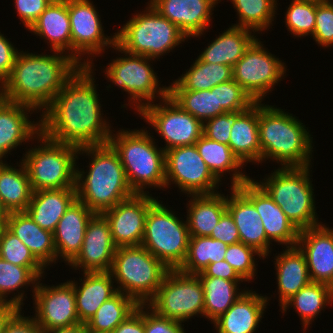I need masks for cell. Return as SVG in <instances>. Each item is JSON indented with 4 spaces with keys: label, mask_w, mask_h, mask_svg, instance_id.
<instances>
[{
    "label": "cell",
    "mask_w": 333,
    "mask_h": 333,
    "mask_svg": "<svg viewBox=\"0 0 333 333\" xmlns=\"http://www.w3.org/2000/svg\"><path fill=\"white\" fill-rule=\"evenodd\" d=\"M168 269L142 245L116 249L110 274L118 292L147 304L157 293Z\"/></svg>",
    "instance_id": "cell-8"
},
{
    "label": "cell",
    "mask_w": 333,
    "mask_h": 333,
    "mask_svg": "<svg viewBox=\"0 0 333 333\" xmlns=\"http://www.w3.org/2000/svg\"><path fill=\"white\" fill-rule=\"evenodd\" d=\"M138 305L132 297L117 292L102 303L95 315L85 325L95 331L112 332L137 309Z\"/></svg>",
    "instance_id": "cell-44"
},
{
    "label": "cell",
    "mask_w": 333,
    "mask_h": 333,
    "mask_svg": "<svg viewBox=\"0 0 333 333\" xmlns=\"http://www.w3.org/2000/svg\"><path fill=\"white\" fill-rule=\"evenodd\" d=\"M182 322L158 315L147 304H144L145 333H186Z\"/></svg>",
    "instance_id": "cell-51"
},
{
    "label": "cell",
    "mask_w": 333,
    "mask_h": 333,
    "mask_svg": "<svg viewBox=\"0 0 333 333\" xmlns=\"http://www.w3.org/2000/svg\"><path fill=\"white\" fill-rule=\"evenodd\" d=\"M229 190L231 195L227 194V211L237 226L240 242L254 248L264 259L267 258L272 252L270 248L272 243L265 234L259 213L237 187H231Z\"/></svg>",
    "instance_id": "cell-24"
},
{
    "label": "cell",
    "mask_w": 333,
    "mask_h": 333,
    "mask_svg": "<svg viewBox=\"0 0 333 333\" xmlns=\"http://www.w3.org/2000/svg\"><path fill=\"white\" fill-rule=\"evenodd\" d=\"M279 306L311 282L307 261L298 246L286 247L274 256Z\"/></svg>",
    "instance_id": "cell-30"
},
{
    "label": "cell",
    "mask_w": 333,
    "mask_h": 333,
    "mask_svg": "<svg viewBox=\"0 0 333 333\" xmlns=\"http://www.w3.org/2000/svg\"><path fill=\"white\" fill-rule=\"evenodd\" d=\"M28 30L50 44V53L58 51L71 57L68 0H52Z\"/></svg>",
    "instance_id": "cell-27"
},
{
    "label": "cell",
    "mask_w": 333,
    "mask_h": 333,
    "mask_svg": "<svg viewBox=\"0 0 333 333\" xmlns=\"http://www.w3.org/2000/svg\"><path fill=\"white\" fill-rule=\"evenodd\" d=\"M227 246L210 236H190L187 256L179 270L197 275L210 263L224 260Z\"/></svg>",
    "instance_id": "cell-42"
},
{
    "label": "cell",
    "mask_w": 333,
    "mask_h": 333,
    "mask_svg": "<svg viewBox=\"0 0 333 333\" xmlns=\"http://www.w3.org/2000/svg\"><path fill=\"white\" fill-rule=\"evenodd\" d=\"M14 7L27 30L39 18L52 0H14Z\"/></svg>",
    "instance_id": "cell-52"
},
{
    "label": "cell",
    "mask_w": 333,
    "mask_h": 333,
    "mask_svg": "<svg viewBox=\"0 0 333 333\" xmlns=\"http://www.w3.org/2000/svg\"><path fill=\"white\" fill-rule=\"evenodd\" d=\"M229 146L233 154L245 165L261 163L258 131V102L245 110L231 127Z\"/></svg>",
    "instance_id": "cell-34"
},
{
    "label": "cell",
    "mask_w": 333,
    "mask_h": 333,
    "mask_svg": "<svg viewBox=\"0 0 333 333\" xmlns=\"http://www.w3.org/2000/svg\"><path fill=\"white\" fill-rule=\"evenodd\" d=\"M195 146L209 170L220 182L226 173L231 174L230 171L233 172L230 175L232 184L230 187L240 186L250 179V176L242 173L243 164L233 154L229 145L212 141L202 135L196 141Z\"/></svg>",
    "instance_id": "cell-35"
},
{
    "label": "cell",
    "mask_w": 333,
    "mask_h": 333,
    "mask_svg": "<svg viewBox=\"0 0 333 333\" xmlns=\"http://www.w3.org/2000/svg\"><path fill=\"white\" fill-rule=\"evenodd\" d=\"M84 333H112V332H107V331H95V330L89 329V328L84 324Z\"/></svg>",
    "instance_id": "cell-61"
},
{
    "label": "cell",
    "mask_w": 333,
    "mask_h": 333,
    "mask_svg": "<svg viewBox=\"0 0 333 333\" xmlns=\"http://www.w3.org/2000/svg\"><path fill=\"white\" fill-rule=\"evenodd\" d=\"M40 278L32 295L34 319L44 331L81 324L77 310L75 290L72 283L43 284ZM41 282V283H40Z\"/></svg>",
    "instance_id": "cell-17"
},
{
    "label": "cell",
    "mask_w": 333,
    "mask_h": 333,
    "mask_svg": "<svg viewBox=\"0 0 333 333\" xmlns=\"http://www.w3.org/2000/svg\"><path fill=\"white\" fill-rule=\"evenodd\" d=\"M230 2L239 18L235 26L258 34L273 26L272 21L276 17L278 8L277 0H230Z\"/></svg>",
    "instance_id": "cell-43"
},
{
    "label": "cell",
    "mask_w": 333,
    "mask_h": 333,
    "mask_svg": "<svg viewBox=\"0 0 333 333\" xmlns=\"http://www.w3.org/2000/svg\"><path fill=\"white\" fill-rule=\"evenodd\" d=\"M333 303V288L329 285L317 282H310L304 286L291 298H289L282 306L281 312L286 313L289 307H293L298 313L301 324L303 325V333H306L310 324L318 317L324 308Z\"/></svg>",
    "instance_id": "cell-37"
},
{
    "label": "cell",
    "mask_w": 333,
    "mask_h": 333,
    "mask_svg": "<svg viewBox=\"0 0 333 333\" xmlns=\"http://www.w3.org/2000/svg\"><path fill=\"white\" fill-rule=\"evenodd\" d=\"M244 111L228 112L207 120L203 124V135L212 141L229 145L231 127Z\"/></svg>",
    "instance_id": "cell-50"
},
{
    "label": "cell",
    "mask_w": 333,
    "mask_h": 333,
    "mask_svg": "<svg viewBox=\"0 0 333 333\" xmlns=\"http://www.w3.org/2000/svg\"><path fill=\"white\" fill-rule=\"evenodd\" d=\"M297 246L306 257L311 281L333 288V228L320 224L302 229Z\"/></svg>",
    "instance_id": "cell-22"
},
{
    "label": "cell",
    "mask_w": 333,
    "mask_h": 333,
    "mask_svg": "<svg viewBox=\"0 0 333 333\" xmlns=\"http://www.w3.org/2000/svg\"><path fill=\"white\" fill-rule=\"evenodd\" d=\"M267 295L246 289L235 303L214 324L217 333H254L269 303Z\"/></svg>",
    "instance_id": "cell-26"
},
{
    "label": "cell",
    "mask_w": 333,
    "mask_h": 333,
    "mask_svg": "<svg viewBox=\"0 0 333 333\" xmlns=\"http://www.w3.org/2000/svg\"><path fill=\"white\" fill-rule=\"evenodd\" d=\"M237 188L252 202L264 225L265 234L271 242L286 245V247L297 246L299 230L287 218L268 193L250 178Z\"/></svg>",
    "instance_id": "cell-20"
},
{
    "label": "cell",
    "mask_w": 333,
    "mask_h": 333,
    "mask_svg": "<svg viewBox=\"0 0 333 333\" xmlns=\"http://www.w3.org/2000/svg\"><path fill=\"white\" fill-rule=\"evenodd\" d=\"M94 214L77 199L69 206L53 232L57 262L61 259L68 265L78 255L87 224Z\"/></svg>",
    "instance_id": "cell-25"
},
{
    "label": "cell",
    "mask_w": 333,
    "mask_h": 333,
    "mask_svg": "<svg viewBox=\"0 0 333 333\" xmlns=\"http://www.w3.org/2000/svg\"><path fill=\"white\" fill-rule=\"evenodd\" d=\"M16 166L0 162V199L8 213L26 211L33 194L23 161Z\"/></svg>",
    "instance_id": "cell-36"
},
{
    "label": "cell",
    "mask_w": 333,
    "mask_h": 333,
    "mask_svg": "<svg viewBox=\"0 0 333 333\" xmlns=\"http://www.w3.org/2000/svg\"><path fill=\"white\" fill-rule=\"evenodd\" d=\"M116 249L107 219L95 213L87 224L80 252L68 265L83 273L110 271Z\"/></svg>",
    "instance_id": "cell-19"
},
{
    "label": "cell",
    "mask_w": 333,
    "mask_h": 333,
    "mask_svg": "<svg viewBox=\"0 0 333 333\" xmlns=\"http://www.w3.org/2000/svg\"><path fill=\"white\" fill-rule=\"evenodd\" d=\"M6 227L46 268L57 263L53 233L38 226L26 211L9 213Z\"/></svg>",
    "instance_id": "cell-29"
},
{
    "label": "cell",
    "mask_w": 333,
    "mask_h": 333,
    "mask_svg": "<svg viewBox=\"0 0 333 333\" xmlns=\"http://www.w3.org/2000/svg\"><path fill=\"white\" fill-rule=\"evenodd\" d=\"M38 281L39 278L29 268L14 265L0 257V298L5 303L13 304L19 309H23L25 291L21 290V288L23 289L25 286V289L32 285V293H34ZM14 291L17 292L15 293ZM11 293L12 295L14 293L13 297L8 298Z\"/></svg>",
    "instance_id": "cell-40"
},
{
    "label": "cell",
    "mask_w": 333,
    "mask_h": 333,
    "mask_svg": "<svg viewBox=\"0 0 333 333\" xmlns=\"http://www.w3.org/2000/svg\"><path fill=\"white\" fill-rule=\"evenodd\" d=\"M204 291V317L213 323L245 293L239 289L244 280H226L220 277L198 276ZM241 290V292H240Z\"/></svg>",
    "instance_id": "cell-38"
},
{
    "label": "cell",
    "mask_w": 333,
    "mask_h": 333,
    "mask_svg": "<svg viewBox=\"0 0 333 333\" xmlns=\"http://www.w3.org/2000/svg\"><path fill=\"white\" fill-rule=\"evenodd\" d=\"M310 167H279L256 181L299 231L322 224L316 213Z\"/></svg>",
    "instance_id": "cell-6"
},
{
    "label": "cell",
    "mask_w": 333,
    "mask_h": 333,
    "mask_svg": "<svg viewBox=\"0 0 333 333\" xmlns=\"http://www.w3.org/2000/svg\"><path fill=\"white\" fill-rule=\"evenodd\" d=\"M19 310L16 305L6 303L0 309V333L4 332L5 325L11 317Z\"/></svg>",
    "instance_id": "cell-58"
},
{
    "label": "cell",
    "mask_w": 333,
    "mask_h": 333,
    "mask_svg": "<svg viewBox=\"0 0 333 333\" xmlns=\"http://www.w3.org/2000/svg\"><path fill=\"white\" fill-rule=\"evenodd\" d=\"M112 48L125 56L116 57L108 63L104 73L107 80L127 92L131 109L135 107L138 113L144 106L154 103L155 98L162 100L168 96L169 87H159L160 80L152 68L151 61L155 59L129 54L116 44Z\"/></svg>",
    "instance_id": "cell-11"
},
{
    "label": "cell",
    "mask_w": 333,
    "mask_h": 333,
    "mask_svg": "<svg viewBox=\"0 0 333 333\" xmlns=\"http://www.w3.org/2000/svg\"><path fill=\"white\" fill-rule=\"evenodd\" d=\"M94 70L80 66L41 113L45 137L77 148L108 144L112 128L101 113Z\"/></svg>",
    "instance_id": "cell-1"
},
{
    "label": "cell",
    "mask_w": 333,
    "mask_h": 333,
    "mask_svg": "<svg viewBox=\"0 0 333 333\" xmlns=\"http://www.w3.org/2000/svg\"><path fill=\"white\" fill-rule=\"evenodd\" d=\"M8 211L4 208L1 199H0V228L6 226V221L8 218Z\"/></svg>",
    "instance_id": "cell-60"
},
{
    "label": "cell",
    "mask_w": 333,
    "mask_h": 333,
    "mask_svg": "<svg viewBox=\"0 0 333 333\" xmlns=\"http://www.w3.org/2000/svg\"><path fill=\"white\" fill-rule=\"evenodd\" d=\"M147 305L158 315L182 323L193 316L204 317V291L198 275L170 269Z\"/></svg>",
    "instance_id": "cell-12"
},
{
    "label": "cell",
    "mask_w": 333,
    "mask_h": 333,
    "mask_svg": "<svg viewBox=\"0 0 333 333\" xmlns=\"http://www.w3.org/2000/svg\"><path fill=\"white\" fill-rule=\"evenodd\" d=\"M19 309L7 322L3 333H45L33 316H24Z\"/></svg>",
    "instance_id": "cell-55"
},
{
    "label": "cell",
    "mask_w": 333,
    "mask_h": 333,
    "mask_svg": "<svg viewBox=\"0 0 333 333\" xmlns=\"http://www.w3.org/2000/svg\"><path fill=\"white\" fill-rule=\"evenodd\" d=\"M97 10L91 0H68L71 58L80 66L94 68L92 57H100L106 48L116 44V33L113 36L105 35Z\"/></svg>",
    "instance_id": "cell-13"
},
{
    "label": "cell",
    "mask_w": 333,
    "mask_h": 333,
    "mask_svg": "<svg viewBox=\"0 0 333 333\" xmlns=\"http://www.w3.org/2000/svg\"><path fill=\"white\" fill-rule=\"evenodd\" d=\"M157 200L152 194L135 193L102 213L117 248L141 245L147 213Z\"/></svg>",
    "instance_id": "cell-18"
},
{
    "label": "cell",
    "mask_w": 333,
    "mask_h": 333,
    "mask_svg": "<svg viewBox=\"0 0 333 333\" xmlns=\"http://www.w3.org/2000/svg\"><path fill=\"white\" fill-rule=\"evenodd\" d=\"M0 257L14 265L29 268L39 279L47 269L30 249L6 226L0 228Z\"/></svg>",
    "instance_id": "cell-45"
},
{
    "label": "cell",
    "mask_w": 333,
    "mask_h": 333,
    "mask_svg": "<svg viewBox=\"0 0 333 333\" xmlns=\"http://www.w3.org/2000/svg\"><path fill=\"white\" fill-rule=\"evenodd\" d=\"M198 276L220 277L226 280H243L226 260L210 263Z\"/></svg>",
    "instance_id": "cell-57"
},
{
    "label": "cell",
    "mask_w": 333,
    "mask_h": 333,
    "mask_svg": "<svg viewBox=\"0 0 333 333\" xmlns=\"http://www.w3.org/2000/svg\"><path fill=\"white\" fill-rule=\"evenodd\" d=\"M128 130H112L108 143L119 155L130 188L136 194H149L147 187L166 188L165 151L146 128Z\"/></svg>",
    "instance_id": "cell-5"
},
{
    "label": "cell",
    "mask_w": 333,
    "mask_h": 333,
    "mask_svg": "<svg viewBox=\"0 0 333 333\" xmlns=\"http://www.w3.org/2000/svg\"><path fill=\"white\" fill-rule=\"evenodd\" d=\"M233 79L232 67L223 64L205 63L198 58L186 73L170 83L169 90H209L218 84Z\"/></svg>",
    "instance_id": "cell-39"
},
{
    "label": "cell",
    "mask_w": 333,
    "mask_h": 333,
    "mask_svg": "<svg viewBox=\"0 0 333 333\" xmlns=\"http://www.w3.org/2000/svg\"><path fill=\"white\" fill-rule=\"evenodd\" d=\"M263 45L257 38L232 68L233 80L255 102H262L274 90V86L284 79L287 70L286 64Z\"/></svg>",
    "instance_id": "cell-14"
},
{
    "label": "cell",
    "mask_w": 333,
    "mask_h": 333,
    "mask_svg": "<svg viewBox=\"0 0 333 333\" xmlns=\"http://www.w3.org/2000/svg\"><path fill=\"white\" fill-rule=\"evenodd\" d=\"M191 197L186 206V221L190 236H210L222 215L227 211L225 194L187 195Z\"/></svg>",
    "instance_id": "cell-33"
},
{
    "label": "cell",
    "mask_w": 333,
    "mask_h": 333,
    "mask_svg": "<svg viewBox=\"0 0 333 333\" xmlns=\"http://www.w3.org/2000/svg\"><path fill=\"white\" fill-rule=\"evenodd\" d=\"M264 258L254 248L245 245L242 242L231 244L227 246L224 260H226L231 267L235 269L237 274L244 280V282H251L255 280V274H257V258ZM256 262V263H255ZM256 264V265H255Z\"/></svg>",
    "instance_id": "cell-47"
},
{
    "label": "cell",
    "mask_w": 333,
    "mask_h": 333,
    "mask_svg": "<svg viewBox=\"0 0 333 333\" xmlns=\"http://www.w3.org/2000/svg\"><path fill=\"white\" fill-rule=\"evenodd\" d=\"M274 106L258 102L261 164L271 159L281 167L310 166L313 135L293 114Z\"/></svg>",
    "instance_id": "cell-4"
},
{
    "label": "cell",
    "mask_w": 333,
    "mask_h": 333,
    "mask_svg": "<svg viewBox=\"0 0 333 333\" xmlns=\"http://www.w3.org/2000/svg\"><path fill=\"white\" fill-rule=\"evenodd\" d=\"M218 106L227 113L248 110L256 102L235 80L217 85Z\"/></svg>",
    "instance_id": "cell-48"
},
{
    "label": "cell",
    "mask_w": 333,
    "mask_h": 333,
    "mask_svg": "<svg viewBox=\"0 0 333 333\" xmlns=\"http://www.w3.org/2000/svg\"><path fill=\"white\" fill-rule=\"evenodd\" d=\"M18 50L9 39L0 32V84L9 77Z\"/></svg>",
    "instance_id": "cell-54"
},
{
    "label": "cell",
    "mask_w": 333,
    "mask_h": 333,
    "mask_svg": "<svg viewBox=\"0 0 333 333\" xmlns=\"http://www.w3.org/2000/svg\"><path fill=\"white\" fill-rule=\"evenodd\" d=\"M35 140L40 143L30 147L20 159L27 169L32 190L76 188L79 148L54 142L42 133Z\"/></svg>",
    "instance_id": "cell-9"
},
{
    "label": "cell",
    "mask_w": 333,
    "mask_h": 333,
    "mask_svg": "<svg viewBox=\"0 0 333 333\" xmlns=\"http://www.w3.org/2000/svg\"><path fill=\"white\" fill-rule=\"evenodd\" d=\"M312 37L318 46H333V0L318 1Z\"/></svg>",
    "instance_id": "cell-49"
},
{
    "label": "cell",
    "mask_w": 333,
    "mask_h": 333,
    "mask_svg": "<svg viewBox=\"0 0 333 333\" xmlns=\"http://www.w3.org/2000/svg\"><path fill=\"white\" fill-rule=\"evenodd\" d=\"M246 28L231 25L204 49L197 57L205 63L233 66L250 45L257 39L256 33ZM255 34V35H253Z\"/></svg>",
    "instance_id": "cell-32"
},
{
    "label": "cell",
    "mask_w": 333,
    "mask_h": 333,
    "mask_svg": "<svg viewBox=\"0 0 333 333\" xmlns=\"http://www.w3.org/2000/svg\"><path fill=\"white\" fill-rule=\"evenodd\" d=\"M83 154L91 161L86 172L76 168V195L92 212L102 214L135 194L118 153L109 143L79 148L78 156Z\"/></svg>",
    "instance_id": "cell-3"
},
{
    "label": "cell",
    "mask_w": 333,
    "mask_h": 333,
    "mask_svg": "<svg viewBox=\"0 0 333 333\" xmlns=\"http://www.w3.org/2000/svg\"><path fill=\"white\" fill-rule=\"evenodd\" d=\"M51 54L19 51L9 77L2 84L3 98L43 112L80 67L65 53Z\"/></svg>",
    "instance_id": "cell-2"
},
{
    "label": "cell",
    "mask_w": 333,
    "mask_h": 333,
    "mask_svg": "<svg viewBox=\"0 0 333 333\" xmlns=\"http://www.w3.org/2000/svg\"><path fill=\"white\" fill-rule=\"evenodd\" d=\"M116 33V45L123 51L159 59L183 44L187 37L148 2L140 13H134Z\"/></svg>",
    "instance_id": "cell-7"
},
{
    "label": "cell",
    "mask_w": 333,
    "mask_h": 333,
    "mask_svg": "<svg viewBox=\"0 0 333 333\" xmlns=\"http://www.w3.org/2000/svg\"><path fill=\"white\" fill-rule=\"evenodd\" d=\"M165 176L167 188L175 184L185 195L217 193L222 184L209 170L195 144L165 151Z\"/></svg>",
    "instance_id": "cell-16"
},
{
    "label": "cell",
    "mask_w": 333,
    "mask_h": 333,
    "mask_svg": "<svg viewBox=\"0 0 333 333\" xmlns=\"http://www.w3.org/2000/svg\"><path fill=\"white\" fill-rule=\"evenodd\" d=\"M215 240L231 245L240 242L237 226L228 211H226L220 221L216 224L210 235Z\"/></svg>",
    "instance_id": "cell-53"
},
{
    "label": "cell",
    "mask_w": 333,
    "mask_h": 333,
    "mask_svg": "<svg viewBox=\"0 0 333 333\" xmlns=\"http://www.w3.org/2000/svg\"><path fill=\"white\" fill-rule=\"evenodd\" d=\"M112 333H145L144 304H139L137 309L120 323Z\"/></svg>",
    "instance_id": "cell-56"
},
{
    "label": "cell",
    "mask_w": 333,
    "mask_h": 333,
    "mask_svg": "<svg viewBox=\"0 0 333 333\" xmlns=\"http://www.w3.org/2000/svg\"><path fill=\"white\" fill-rule=\"evenodd\" d=\"M318 0H292L285 13V24L295 37L313 36Z\"/></svg>",
    "instance_id": "cell-46"
},
{
    "label": "cell",
    "mask_w": 333,
    "mask_h": 333,
    "mask_svg": "<svg viewBox=\"0 0 333 333\" xmlns=\"http://www.w3.org/2000/svg\"><path fill=\"white\" fill-rule=\"evenodd\" d=\"M76 199V188L33 191L26 212L38 226L53 233L61 217Z\"/></svg>",
    "instance_id": "cell-31"
},
{
    "label": "cell",
    "mask_w": 333,
    "mask_h": 333,
    "mask_svg": "<svg viewBox=\"0 0 333 333\" xmlns=\"http://www.w3.org/2000/svg\"><path fill=\"white\" fill-rule=\"evenodd\" d=\"M2 98H3V95H2V84H0V101H1Z\"/></svg>",
    "instance_id": "cell-63"
},
{
    "label": "cell",
    "mask_w": 333,
    "mask_h": 333,
    "mask_svg": "<svg viewBox=\"0 0 333 333\" xmlns=\"http://www.w3.org/2000/svg\"><path fill=\"white\" fill-rule=\"evenodd\" d=\"M219 1V2H218ZM221 0H150L163 17L175 24L187 37H200L210 27L212 11ZM212 17V18H211ZM207 29V30H206Z\"/></svg>",
    "instance_id": "cell-21"
},
{
    "label": "cell",
    "mask_w": 333,
    "mask_h": 333,
    "mask_svg": "<svg viewBox=\"0 0 333 333\" xmlns=\"http://www.w3.org/2000/svg\"><path fill=\"white\" fill-rule=\"evenodd\" d=\"M168 95L186 112L201 123L227 113L218 106L217 85L209 90H168Z\"/></svg>",
    "instance_id": "cell-41"
},
{
    "label": "cell",
    "mask_w": 333,
    "mask_h": 333,
    "mask_svg": "<svg viewBox=\"0 0 333 333\" xmlns=\"http://www.w3.org/2000/svg\"><path fill=\"white\" fill-rule=\"evenodd\" d=\"M177 217L162 201H156L145 220L141 245L168 269H179L184 263L189 246L187 221Z\"/></svg>",
    "instance_id": "cell-10"
},
{
    "label": "cell",
    "mask_w": 333,
    "mask_h": 333,
    "mask_svg": "<svg viewBox=\"0 0 333 333\" xmlns=\"http://www.w3.org/2000/svg\"><path fill=\"white\" fill-rule=\"evenodd\" d=\"M155 103L144 106L138 115L165 140L164 151L194 145L203 135V123L184 111L169 95Z\"/></svg>",
    "instance_id": "cell-15"
},
{
    "label": "cell",
    "mask_w": 333,
    "mask_h": 333,
    "mask_svg": "<svg viewBox=\"0 0 333 333\" xmlns=\"http://www.w3.org/2000/svg\"><path fill=\"white\" fill-rule=\"evenodd\" d=\"M38 113L33 107L11 102L4 98L0 101V162L7 154L27 142L34 141L41 133V122L29 120V115ZM29 114V115H28ZM31 139V140H30ZM13 149V150H12Z\"/></svg>",
    "instance_id": "cell-23"
},
{
    "label": "cell",
    "mask_w": 333,
    "mask_h": 333,
    "mask_svg": "<svg viewBox=\"0 0 333 333\" xmlns=\"http://www.w3.org/2000/svg\"><path fill=\"white\" fill-rule=\"evenodd\" d=\"M69 281L75 290L76 310L81 324H86L102 303L118 292L109 271L84 272L83 280H79L81 283L75 279Z\"/></svg>",
    "instance_id": "cell-28"
},
{
    "label": "cell",
    "mask_w": 333,
    "mask_h": 333,
    "mask_svg": "<svg viewBox=\"0 0 333 333\" xmlns=\"http://www.w3.org/2000/svg\"><path fill=\"white\" fill-rule=\"evenodd\" d=\"M45 333H84V324L45 331Z\"/></svg>",
    "instance_id": "cell-59"
},
{
    "label": "cell",
    "mask_w": 333,
    "mask_h": 333,
    "mask_svg": "<svg viewBox=\"0 0 333 333\" xmlns=\"http://www.w3.org/2000/svg\"><path fill=\"white\" fill-rule=\"evenodd\" d=\"M6 303L0 298V309L5 305Z\"/></svg>",
    "instance_id": "cell-62"
}]
</instances>
